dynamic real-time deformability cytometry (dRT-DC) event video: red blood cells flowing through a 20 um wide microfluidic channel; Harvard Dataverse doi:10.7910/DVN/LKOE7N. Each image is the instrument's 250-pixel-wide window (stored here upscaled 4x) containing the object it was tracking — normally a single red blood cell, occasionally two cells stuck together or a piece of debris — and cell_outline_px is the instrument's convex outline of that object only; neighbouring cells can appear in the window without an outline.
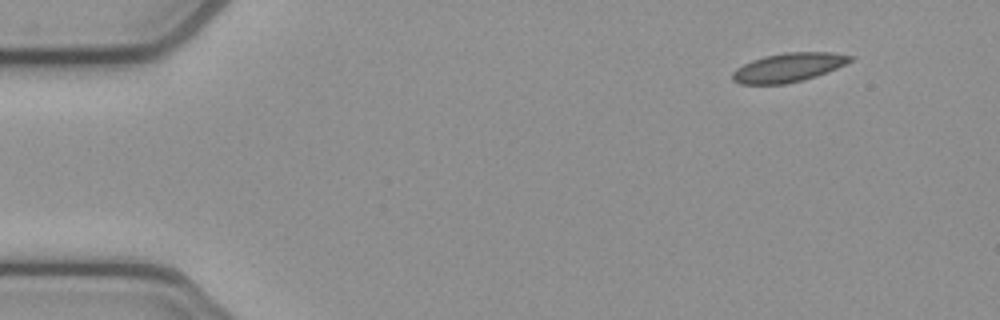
{"species": "common noctule bat (a hibernating species)", "species_latin": "Nyctalus noctula", "temperature_condition": "cold", "stored_images_in_passage": 49, "camera_frame_rate_fps": 3000, "um_per_image_px": 0.085, "animal": {"sex": "female", "body_mass_g": 21.9}, "frame": {"image": 1, "passage_image": 1, "time_ms": 0.0, "image_size_px": [1000, 320], "cell_outline_px": [[856, 56], [852, 60], [836, 68], [816, 76], [804, 80], [784, 84], [740, 84], [732, 80], [732, 72], [736, 68], [752, 60], [764, 56], [784, 52], [832, 52]], "centroid_in_image_um": [67.01, 5.73], "position_along_channel_um": 18.0, "area_um2": 19.88}}
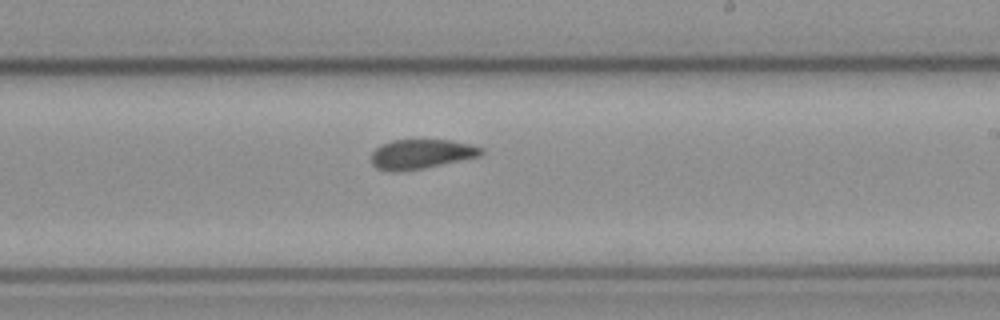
{"frame": {"image": 2, "passage_image": 27, "time_ms": 8.667, "image_size_px": [1000, 320], "cell_outline_px": [[484, 152], [480, 156], [424, 168], [404, 172], [388, 172], [376, 168], [372, 164], [372, 152], [380, 144], [392, 140], [452, 140], [472, 144], [484, 148]], "centroid_in_image_um": [35.8, 13.1], "position_along_channel_um": 253.2, "area_um2": 19.25}}
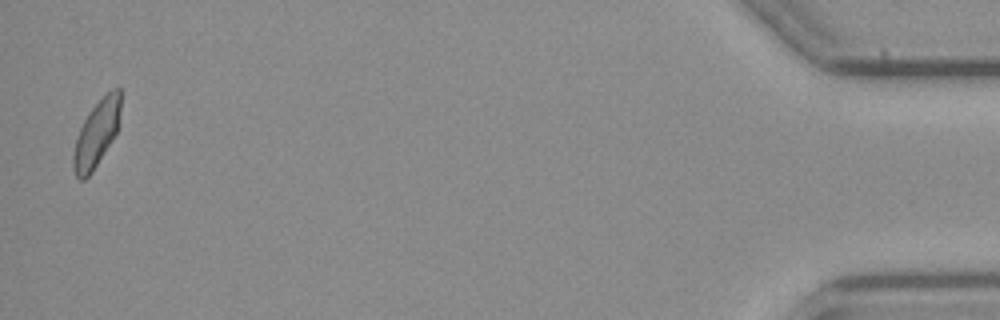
{"frame": {"image": 3, "passage_image": 48, "time_ms": 15.667, "image_size_px": [1000, 320], "cell_outline_px": [[120, 108], [116, 132], [112, 140], [92, 172], [84, 180], [80, 180], [76, 176], [72, 168], [72, 156], [76, 140], [80, 128], [88, 112], [112, 88], [120, 88]], "centroid_in_image_um": [8.17, 11.39], "position_along_channel_um": 427.0, "area_um2": 17.92}, "authors_computed_cell_mechanics": {"area_um2": 19.4786, "velocity_mm_per_s": 3.8398, "shape_relaxation_time_tau1_ms": 8.9519, "shape_relaxation_time_tau2_ms": 2.8832, "deformation_change_tau1": 0.1254, "deformation_change_tau2": 0.0452}}